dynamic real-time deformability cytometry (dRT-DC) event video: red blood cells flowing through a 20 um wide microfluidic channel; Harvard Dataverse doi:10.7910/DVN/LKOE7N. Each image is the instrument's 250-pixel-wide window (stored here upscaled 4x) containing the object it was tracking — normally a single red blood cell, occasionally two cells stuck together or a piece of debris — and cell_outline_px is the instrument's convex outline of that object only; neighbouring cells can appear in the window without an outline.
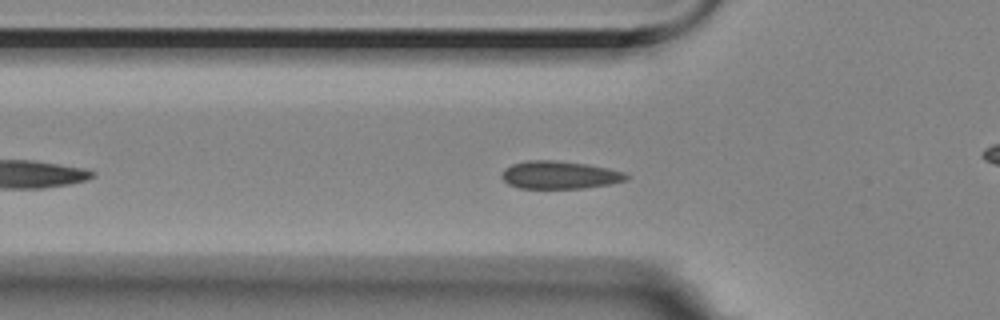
{"species": "Egyptian fruit bat (a non-hibernating species)", "species_latin": "Rousettus aegyptiacus", "temperature_condition": "room temperature", "stored_images_in_passage": 42, "camera_frame_rate_fps": 3000, "um_per_image_px": 0.085, "animal": {"sex": "female"}, "frame": {"image": 1, "passage_image": 3, "time_ms": 0.667, "image_size_px": [1000, 320], "cell_outline_px": [[632, 176], [628, 180], [608, 184], [584, 188], [520, 188], [508, 184], [504, 180], [504, 168], [512, 164], [528, 160], [556, 160], [584, 164], [608, 168], [624, 172]], "centroid_in_image_um": [47.61, 14.87], "position_along_channel_um": 78.2, "area_um2": 20.06}}
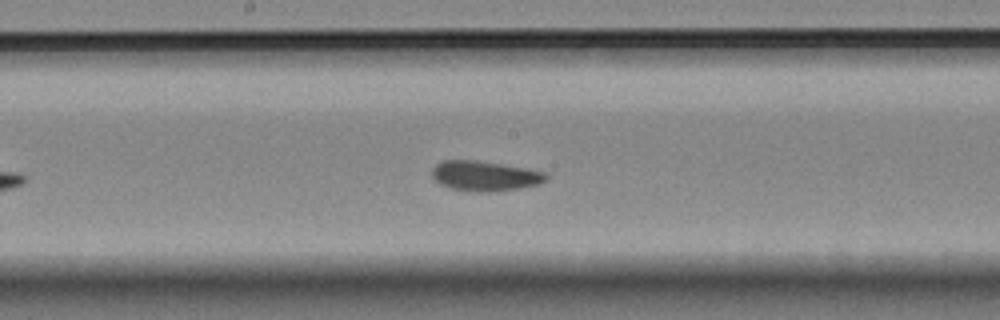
{"frame": {"image": 2, "passage_image": 14, "time_ms": 4.333, "image_size_px": [1000, 320], "cell_outline_px": [[548, 176], [540, 184], [520, 188], [488, 192], [476, 192], [452, 188], [440, 184], [432, 176], [432, 168], [436, 164], [444, 160], [476, 160], [500, 164], [544, 172]], "centroid_in_image_um": [41.18, 14.96], "position_along_channel_um": 207.0, "area_um2": 19.65}}
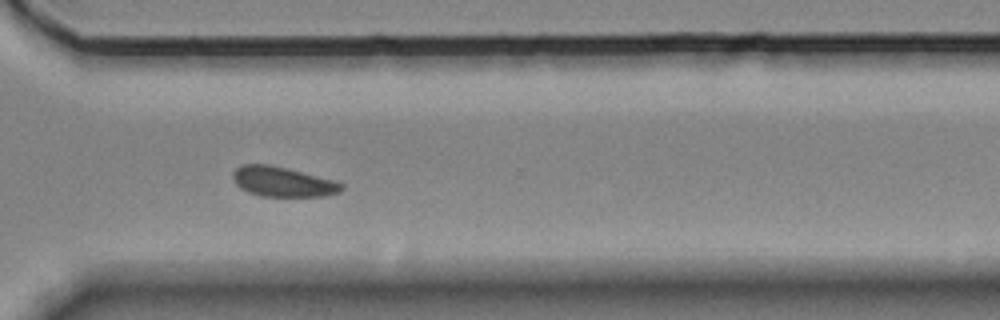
{"frame": {"image": 3, "passage_image": 26, "time_ms": 8.333, "image_size_px": [1000, 320], "cell_outline_px": [[344, 188], [340, 192], [324, 196], [260, 196], [248, 192], [240, 188], [236, 184], [232, 176], [232, 172], [236, 168], [244, 164], [268, 164], [332, 180], [344, 184]], "centroid_in_image_um": [24.0, 15.46], "position_along_channel_um": 346.6, "area_um2": 18.67}}